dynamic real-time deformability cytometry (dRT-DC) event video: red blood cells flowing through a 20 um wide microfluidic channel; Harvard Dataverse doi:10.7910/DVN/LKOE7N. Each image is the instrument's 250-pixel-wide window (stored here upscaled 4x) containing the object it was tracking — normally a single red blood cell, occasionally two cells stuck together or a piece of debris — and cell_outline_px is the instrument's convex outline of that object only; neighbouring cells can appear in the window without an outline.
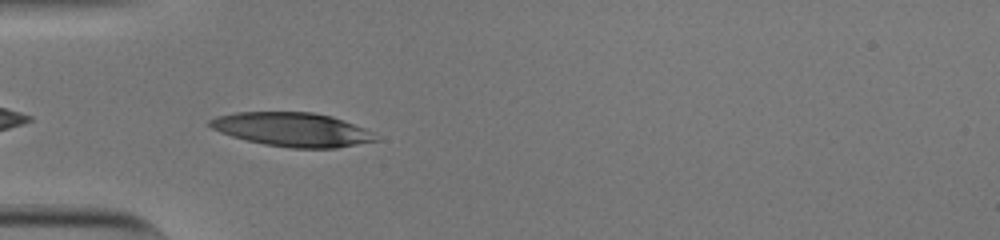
{"species": "human", "species_latin": "Homo sapiens", "temperature_condition": "cold", "stored_images_in_passage": 32, "camera_frame_rate_fps": 3000, "um_per_image_px": 0.085, "donor": {"sex": "male"}, "frame": {"image": 1, "passage_image": 2, "time_ms": 0.333, "image_size_px": [1000, 240], "cell_outline_px": [[380, 140], [336, 148], [292, 148], [264, 144], [232, 136], [220, 132], [212, 128], [208, 124], [208, 120], [216, 116], [236, 112], [312, 112], [332, 116], [364, 128], [372, 132]], "centroid_in_image_um": [24.84, 11.0], "position_along_channel_um": 60.2, "area_um2": 32.66}}
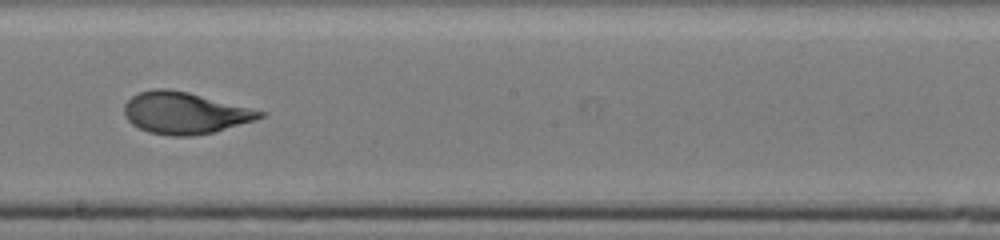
{"frame": {"image": 2, "passage_image": 16, "time_ms": 5.0, "image_size_px": [1000, 240], "cell_outline_px": [[268, 112], [264, 116], [256, 120], [212, 132], [192, 136], [168, 136], [148, 132], [132, 124], [124, 116], [124, 104], [132, 96], [140, 92], [152, 88], [168, 88], [188, 92]], "centroid_in_image_um": [15.7, 9.6], "position_along_channel_um": 232.5, "area_um2": 33.06}}
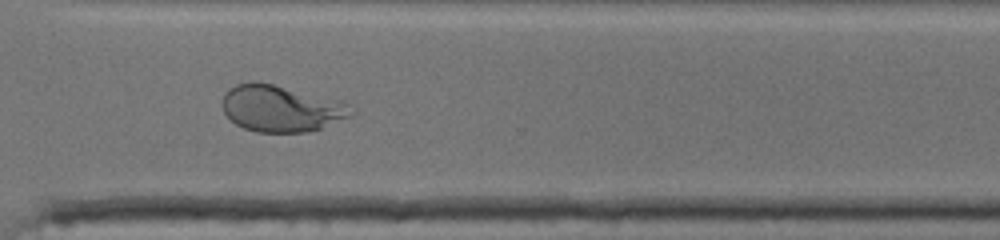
{"frame": {"image": 3, "passage_image": 25, "time_ms": 8.0, "image_size_px": [1000, 240], "cell_outline_px": [[356, 112], [352, 116], [320, 128], [304, 132], [256, 132], [244, 128], [236, 124], [224, 112], [220, 104], [224, 92], [228, 88], [236, 84], [252, 80], [256, 80], [344, 100], [356, 108]], "centroid_in_image_um": [23.92, 9.19], "position_along_channel_um": 346.7, "area_um2": 35.78}, "authors_computed_cell_mechanics": {"area_um2": 33.1194, "velocity_mm_per_s": 3.7982, "shape_relaxation_time_tau1_ms": 4.3571, "shape_relaxation_time_tau2_ms": 0.9687, "deformation_change_tau1": 0.1945, "deformation_change_tau2": 0.0756}}